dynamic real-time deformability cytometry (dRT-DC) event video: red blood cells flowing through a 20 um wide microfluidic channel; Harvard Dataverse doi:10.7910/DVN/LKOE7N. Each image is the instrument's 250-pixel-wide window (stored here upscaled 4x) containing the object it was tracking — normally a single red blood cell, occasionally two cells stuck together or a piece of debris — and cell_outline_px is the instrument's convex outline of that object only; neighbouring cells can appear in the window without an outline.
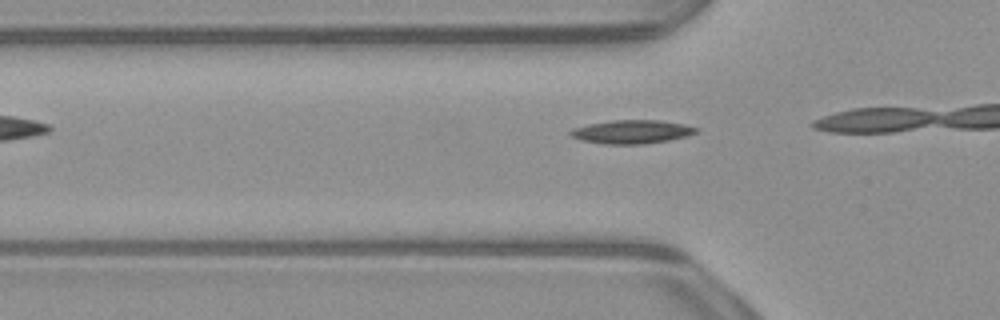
{"species": "common noctule bat (a hibernating species)", "species_latin": "Nyctalus noctula", "temperature_condition": "warm", "stored_images_in_passage": 4, "camera_frame_rate_fps": 3000, "um_per_image_px": 0.085, "animal": {"sex": "male", "body_mass_g": 23.1, "forearm_length_mm": 52.7}, "frame": {"image": 1, "passage_image": 2, "time_ms": 0.333, "image_size_px": [1000, 320], "cell_outline_px": [[700, 132], [688, 136], [668, 140], [644, 144], [604, 144], [580, 140], [572, 136], [568, 132], [572, 128], [588, 124], [612, 120], [660, 120], [684, 124], [700, 128]], "centroid_in_image_um": [53.74, 11.2], "position_along_channel_um": 72.1, "area_um2": 17.46}}